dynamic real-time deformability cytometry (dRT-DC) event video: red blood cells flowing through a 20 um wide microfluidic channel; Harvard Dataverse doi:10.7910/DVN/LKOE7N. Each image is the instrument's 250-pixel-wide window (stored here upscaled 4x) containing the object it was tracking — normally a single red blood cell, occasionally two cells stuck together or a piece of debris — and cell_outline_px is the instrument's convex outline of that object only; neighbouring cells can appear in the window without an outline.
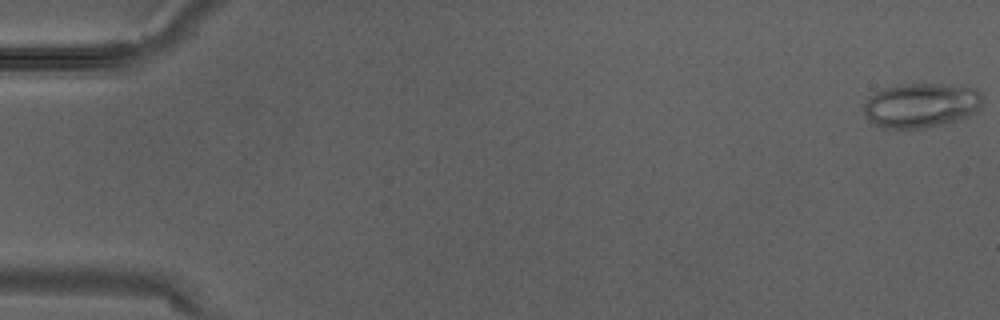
{"species": "Egyptian fruit bat (a non-hibernating species)", "species_latin": "Rousettus aegyptiacus", "temperature_condition": "warm", "stored_images_in_passage": 5, "camera_frame_rate_fps": 3000, "um_per_image_px": 0.085, "animal": {"sex": "male"}, "frame": {"image": 1, "passage_image": 1, "time_ms": 0.0, "image_size_px": [1000, 320], "cell_outline_px": [[980, 108], [976, 112], [968, 116], [944, 124], [924, 128], [884, 128], [872, 124], [868, 120], [864, 112], [864, 104], [876, 92], [884, 88], [904, 84], [940, 84], [976, 88], [980, 92]], "centroid_in_image_um": [78.28, 8.96], "position_along_channel_um": 6.7, "area_um2": 30.63}}